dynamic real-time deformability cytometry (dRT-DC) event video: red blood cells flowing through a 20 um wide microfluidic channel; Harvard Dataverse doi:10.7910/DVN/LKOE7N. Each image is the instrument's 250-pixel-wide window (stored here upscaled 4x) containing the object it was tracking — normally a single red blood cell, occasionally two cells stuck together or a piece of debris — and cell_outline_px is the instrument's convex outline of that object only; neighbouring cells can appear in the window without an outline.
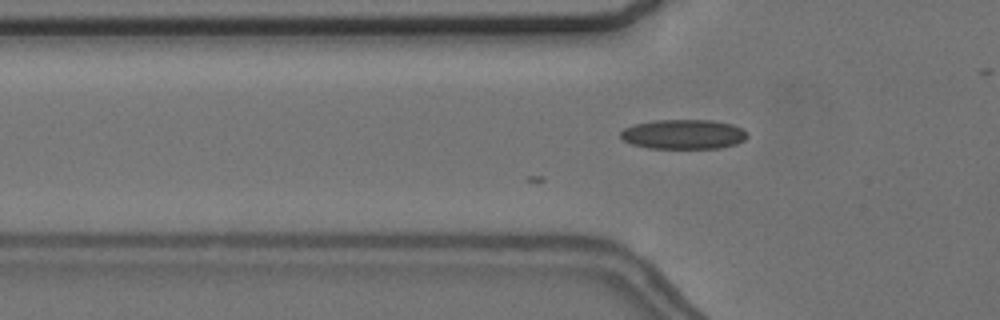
{"species": "common noctule bat (a hibernating species)", "species_latin": "Nyctalus noctula", "temperature_condition": "cold", "stored_images_in_passage": 9, "camera_frame_rate_fps": 3000, "um_per_image_px": 0.085, "animal": {"sex": "female", "body_mass_g": 24.6, "forearm_length_mm": 56.2}, "frame": {"image": 1, "passage_image": 9, "time_ms": 2.667, "image_size_px": [1000, 320], "cell_outline_px": [[748, 136], [744, 140], [736, 144], [720, 148], [648, 148], [632, 144], [624, 140], [620, 136], [620, 132], [624, 128], [632, 124], [652, 120], [712, 120], [732, 124], [744, 128], [748, 132]], "centroid_in_image_um": [58.11, 11.4], "position_along_channel_um": 67.7, "area_um2": 22.14}}